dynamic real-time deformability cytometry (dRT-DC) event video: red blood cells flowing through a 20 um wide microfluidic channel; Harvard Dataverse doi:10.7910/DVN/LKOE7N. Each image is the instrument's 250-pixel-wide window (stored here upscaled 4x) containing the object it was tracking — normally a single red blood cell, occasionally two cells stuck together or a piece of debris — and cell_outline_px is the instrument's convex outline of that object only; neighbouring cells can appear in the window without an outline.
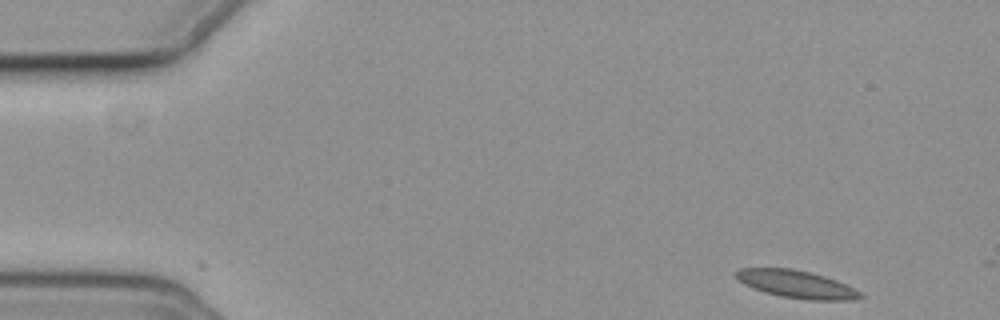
{"species": "common noctule bat (a hibernating species)", "species_latin": "Nyctalus noctula", "temperature_condition": "cold", "stored_images_in_passage": 11, "camera_frame_rate_fps": 3000, "um_per_image_px": 0.085, "animal": {"sex": "female", "body_mass_g": 19.3, "forearm_length_mm": 54.1}, "frame": {"image": 1, "passage_image": 1, "time_ms": 0.0, "image_size_px": [1000, 320], "cell_outline_px": [[864, 296], [848, 300], [808, 300], [780, 296], [764, 292], [752, 288], [744, 284], [732, 272], [740, 268], [792, 268], [824, 276], [836, 280], [860, 292]], "centroid_in_image_um": [67.64, 24.15], "position_along_channel_um": 17.4, "area_um2": 19.83}}